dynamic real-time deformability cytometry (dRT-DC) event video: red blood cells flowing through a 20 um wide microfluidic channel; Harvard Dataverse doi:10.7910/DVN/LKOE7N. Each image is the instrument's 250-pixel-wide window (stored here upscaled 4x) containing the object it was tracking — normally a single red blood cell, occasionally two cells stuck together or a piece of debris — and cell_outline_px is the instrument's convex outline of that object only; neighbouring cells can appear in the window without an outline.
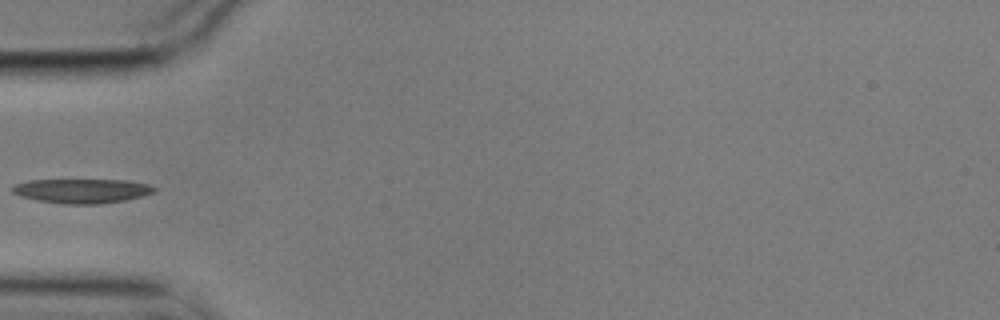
{"species": "common noctule bat (a hibernating species)", "species_latin": "Nyctalus noctula", "temperature_condition": "cold", "stored_images_in_passage": 6, "camera_frame_rate_fps": 3000, "um_per_image_px": 0.085, "animal": {"sex": "male", "body_mass_g": 17.9}, "frame": {"image": 1, "passage_image": 5, "time_ms": 1.333, "image_size_px": [1000, 320], "cell_outline_px": [[156, 192], [124, 200], [100, 204], [64, 204], [36, 200], [20, 196], [12, 192], [12, 188], [16, 184], [28, 180], [128, 180], [148, 184], [156, 188]], "centroid_in_image_um": [6.96, 16.22], "position_along_channel_um": 78.0, "area_um2": 20.11}}
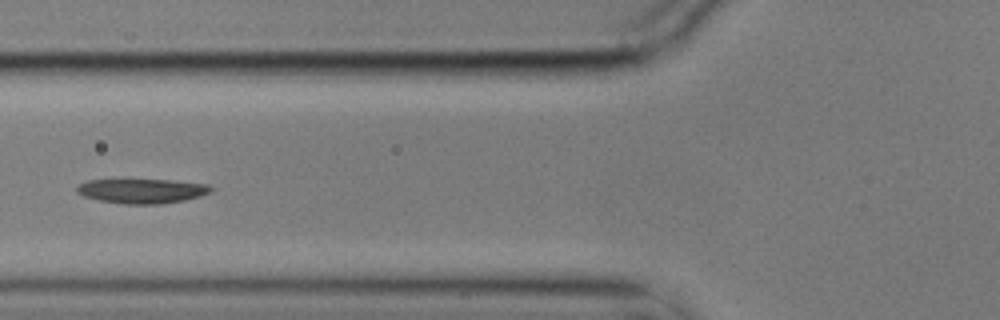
{"frame": {"image": 2, "passage_image": 6, "time_ms": 1.667, "image_size_px": [1000, 320], "cell_outline_px": [[212, 192], [200, 196], [184, 200], [160, 204], [124, 204], [100, 200], [84, 196], [76, 192], [76, 188], [80, 184], [88, 180], [172, 180], [208, 184], [212, 188]], "centroid_in_image_um": [12.09, 16.23], "position_along_channel_um": 113.7, "area_um2": 19.07}}